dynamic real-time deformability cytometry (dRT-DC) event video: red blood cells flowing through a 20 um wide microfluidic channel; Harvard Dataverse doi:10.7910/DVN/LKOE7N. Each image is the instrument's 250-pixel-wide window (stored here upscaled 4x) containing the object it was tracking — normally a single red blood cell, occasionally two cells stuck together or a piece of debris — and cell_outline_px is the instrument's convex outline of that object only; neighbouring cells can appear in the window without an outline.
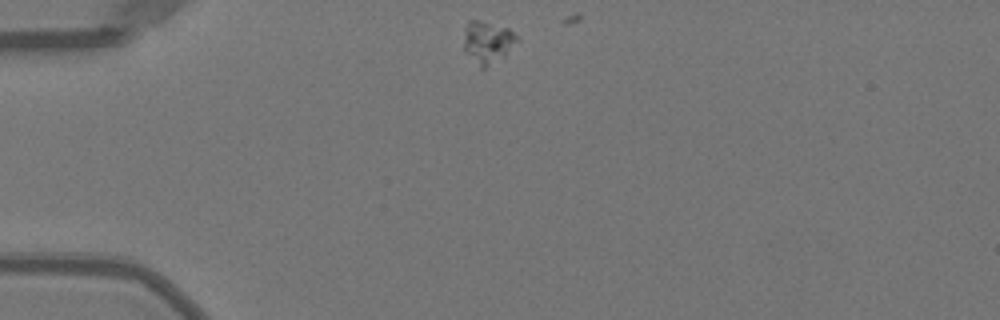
{"species": "Egyptian fruit bat (a non-hibernating species)", "species_latin": "Rousettus aegyptiacus", "temperature_condition": "warm", "stored_images_in_passage": 8, "camera_frame_rate_fps": 3000, "um_per_image_px": 0.085, "animal": {"sex": "female"}, "frame": {"image": 1, "passage_image": 1, "time_ms": 0.0, "image_size_px": [1000, 320], "cell_outline_px": [[520, 40], [504, 56], [484, 68], [480, 68], [464, 48], [464, 28], [468, 20], [480, 20], [508, 28]], "centroid_in_image_um": [41.44, 3.55], "position_along_channel_um": 43.6, "area_um2": 12.95}}
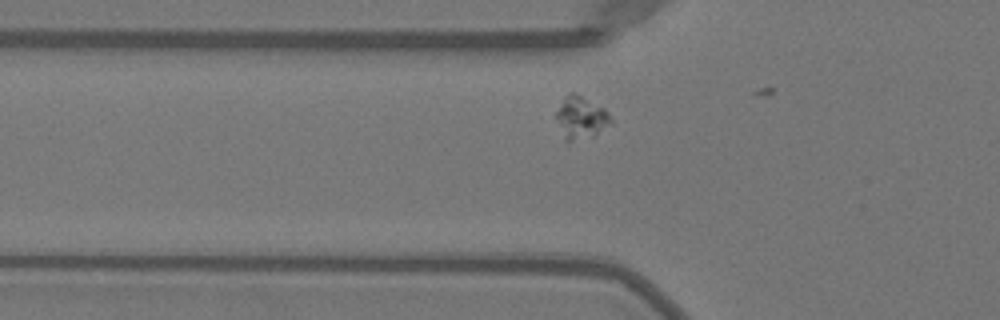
{"frame": {"image": 2, "passage_image": 6, "time_ms": 1.667, "image_size_px": [1000, 320], "cell_outline_px": [[612, 124], [592, 136], [572, 140], [564, 140], [556, 120], [556, 112], [564, 96], [568, 92], [576, 92], [604, 108], [608, 112], [612, 120]], "centroid_in_image_um": [49.37, 9.96], "position_along_channel_um": 76.4, "area_um2": 13.53}}